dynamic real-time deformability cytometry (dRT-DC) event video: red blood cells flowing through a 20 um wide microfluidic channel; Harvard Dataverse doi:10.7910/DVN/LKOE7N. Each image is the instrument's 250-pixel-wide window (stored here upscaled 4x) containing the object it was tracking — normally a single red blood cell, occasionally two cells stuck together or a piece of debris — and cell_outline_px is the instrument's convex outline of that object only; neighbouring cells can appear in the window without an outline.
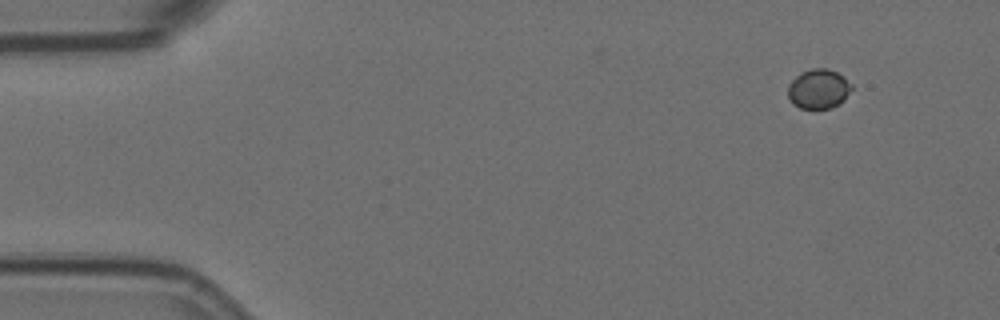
{"species": "Egyptian fruit bat (a non-hibernating species)", "species_latin": "Rousettus aegyptiacus", "temperature_condition": "room temperature", "stored_images_in_passage": 10, "camera_frame_rate_fps": 3000, "um_per_image_px": 0.085, "animal": {"sex": "female"}, "frame": {"image": 1, "passage_image": 1, "time_ms": 0.0, "image_size_px": [1000, 320], "cell_outline_px": [[852, 88], [844, 100], [840, 104], [832, 108], [800, 108], [792, 104], [788, 100], [788, 84], [800, 72], [812, 68], [828, 68], [836, 72], [852, 84]], "centroid_in_image_um": [69.55, 7.56], "position_along_channel_um": 15.4, "area_um2": 14.8}}
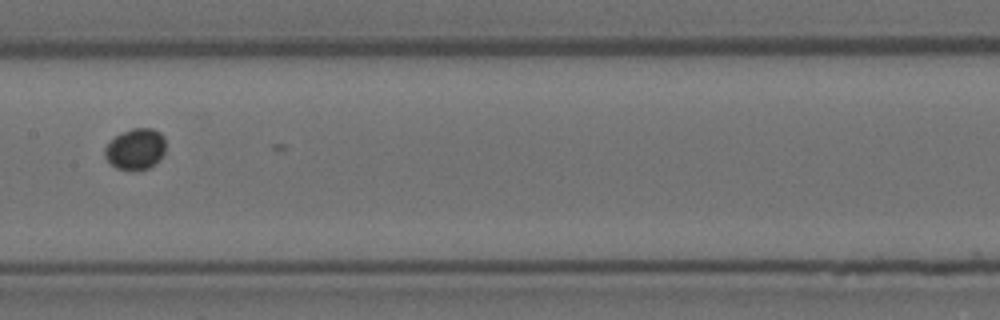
{"frame": {"image": 2, "passage_image": 8, "time_ms": 2.333, "image_size_px": [1000, 320], "cell_outline_px": [[164, 152], [156, 164], [148, 168], [116, 168], [104, 156], [104, 148], [120, 132], [132, 128], [152, 128], [160, 132], [164, 136]], "centroid_in_image_um": [11.53, 12.63], "position_along_channel_um": 195.9, "area_um2": 14.28}}
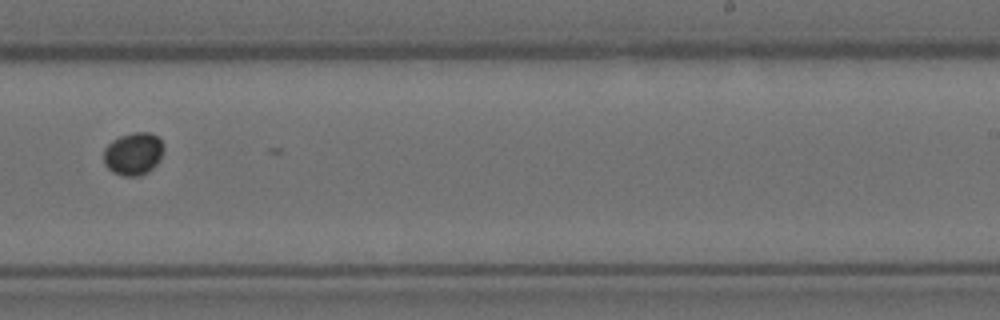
{"frame": {"image": 3, "passage_image": 10, "time_ms": 3.0, "image_size_px": [1000, 320], "cell_outline_px": [[164, 148], [160, 160], [148, 172], [140, 176], [124, 176], [112, 172], [104, 164], [104, 148], [112, 140], [120, 136], [132, 132], [152, 132], [164, 144]], "centroid_in_image_um": [11.34, 13.06], "position_along_channel_um": 277.7, "area_um2": 15.09}}